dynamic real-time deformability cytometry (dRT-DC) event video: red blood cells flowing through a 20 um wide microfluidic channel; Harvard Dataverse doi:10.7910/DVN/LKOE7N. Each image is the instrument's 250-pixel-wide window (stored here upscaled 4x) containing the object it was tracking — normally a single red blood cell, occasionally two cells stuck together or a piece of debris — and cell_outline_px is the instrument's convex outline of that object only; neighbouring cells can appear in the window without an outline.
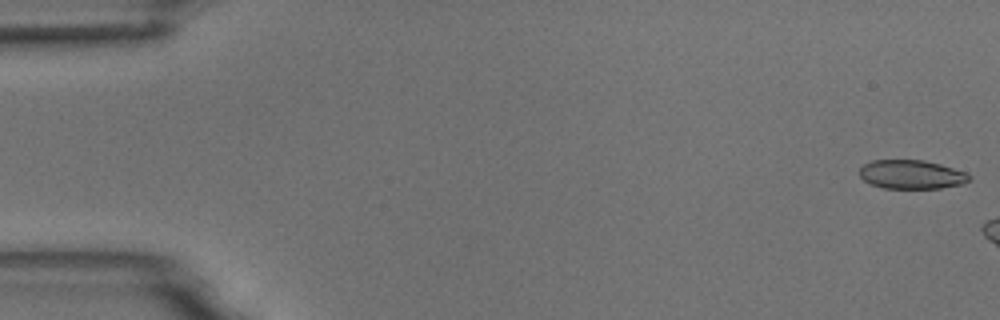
{"species": "common noctule bat (a hibernating species)", "species_latin": "Nyctalus noctula", "temperature_condition": "room temperature", "stored_images_in_passage": 9, "camera_frame_rate_fps": 3000, "um_per_image_px": 0.085, "animal": {"sex": "male", "body_mass_g": 18.8}, "frame": {"image": 1, "passage_image": 1, "time_ms": 0.0, "image_size_px": [1000, 320], "cell_outline_px": [[972, 176], [964, 184], [940, 188], [884, 188], [872, 184], [864, 180], [860, 176], [860, 168], [864, 164], [872, 160], [924, 160], [940, 164], [964, 172]], "centroid_in_image_um": [77.47, 14.83], "position_along_channel_um": 7.5, "area_um2": 18.32}}